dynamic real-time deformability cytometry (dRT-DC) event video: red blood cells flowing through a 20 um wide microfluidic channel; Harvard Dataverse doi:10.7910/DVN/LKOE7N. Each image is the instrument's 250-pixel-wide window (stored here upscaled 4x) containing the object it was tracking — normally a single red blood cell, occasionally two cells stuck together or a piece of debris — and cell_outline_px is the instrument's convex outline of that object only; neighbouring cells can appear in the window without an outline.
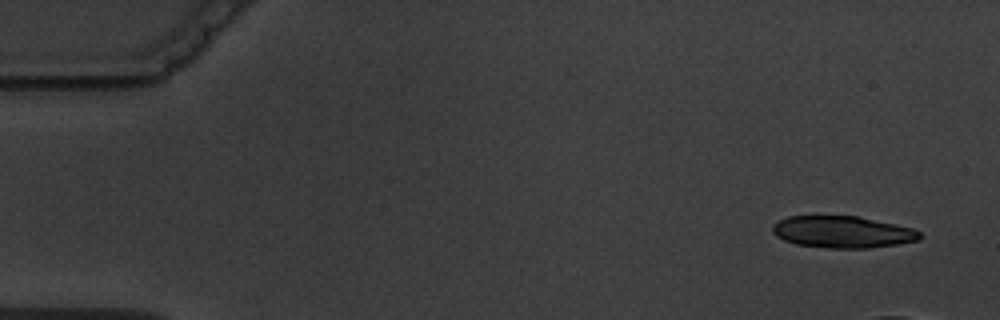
{"species": "common noctule bat (a hibernating species)", "species_latin": "Nyctalus noctula", "temperature_condition": "warm", "stored_images_in_passage": 4, "camera_frame_rate_fps": 3000, "um_per_image_px": 0.085, "animal": {"sex": "male", "body_mass_g": 19.5, "forearm_length_mm": 54.6}, "frame": {"image": 1, "passage_image": 1, "time_ms": 0.0, "image_size_px": [1000, 320], "cell_outline_px": [[924, 236], [920, 240], [896, 244], [868, 248], [828, 248], [796, 244], [784, 240], [776, 236], [772, 232], [772, 224], [788, 216], [856, 216], [912, 228], [920, 232]], "centroid_in_image_um": [71.6, 19.72], "position_along_channel_um": 13.4, "area_um2": 27.22}}